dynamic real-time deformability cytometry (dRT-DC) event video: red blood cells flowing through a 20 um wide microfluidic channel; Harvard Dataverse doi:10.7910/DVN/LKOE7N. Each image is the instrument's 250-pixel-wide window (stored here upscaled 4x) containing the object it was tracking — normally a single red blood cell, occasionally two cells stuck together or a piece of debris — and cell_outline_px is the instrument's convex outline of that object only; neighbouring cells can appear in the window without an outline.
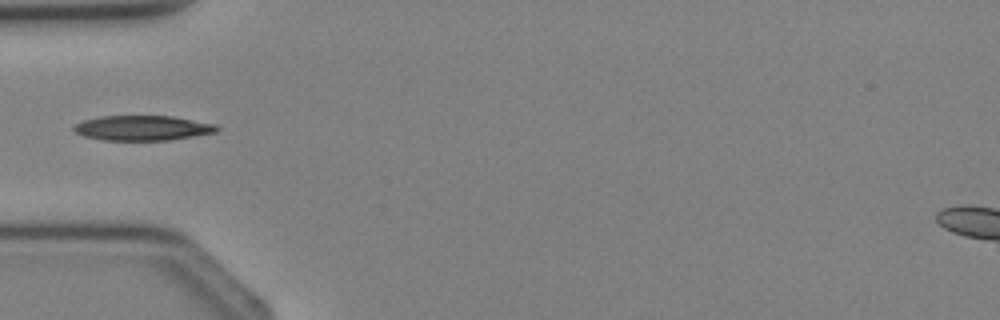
{"species": "Egyptian fruit bat (a non-hibernating species)", "species_latin": "Rousettus aegyptiacus", "temperature_condition": "cold", "stored_images_in_passage": 1, "camera_frame_rate_fps": 3000, "um_per_image_px": 0.085, "animal": {"sex": "female"}, "frame": {"image": 1, "passage_image": 1, "time_ms": 0.0, "image_size_px": [1000, 320], "cell_outline_px": [[220, 128], [216, 132], [168, 140], [104, 140], [84, 136], [72, 132], [72, 124], [84, 120], [100, 116], [172, 116], [216, 124]], "centroid_in_image_um": [12.06, 10.87], "position_along_channel_um": 72.9, "area_um2": 20.87}}